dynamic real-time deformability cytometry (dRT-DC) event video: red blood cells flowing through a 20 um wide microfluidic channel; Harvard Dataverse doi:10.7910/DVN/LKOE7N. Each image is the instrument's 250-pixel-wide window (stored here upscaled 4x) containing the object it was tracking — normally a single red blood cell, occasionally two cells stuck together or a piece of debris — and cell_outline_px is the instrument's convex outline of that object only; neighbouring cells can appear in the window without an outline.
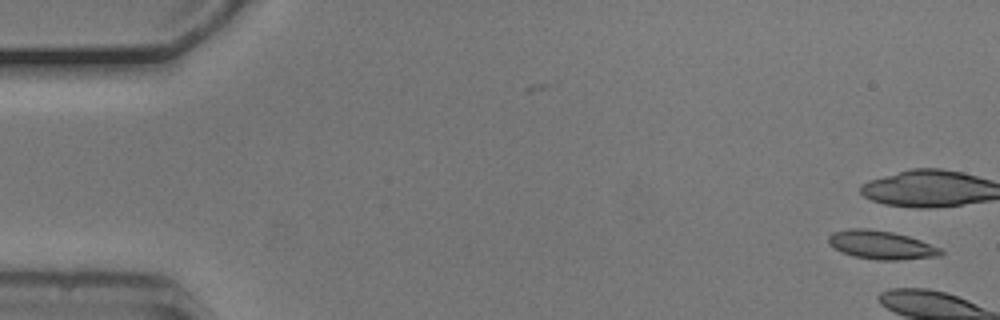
{"species": "common noctule bat (a hibernating species)", "species_latin": "Nyctalus noctula", "temperature_condition": "cold", "stored_images_in_passage": 5, "camera_frame_rate_fps": 3000, "um_per_image_px": 0.085, "animal": {"sex": "male", "body_mass_g": 20.5, "forearm_length_mm": 52.5}, "frame": {"image": 1, "passage_image": 1, "time_ms": 0.0, "image_size_px": [1000, 320], "cell_outline_px": [[944, 252], [940, 256], [900, 260], [876, 260], [852, 256], [840, 252], [828, 244], [828, 236], [832, 232], [848, 228], [868, 228], [892, 232], [908, 236], [920, 240], [940, 248]], "centroid_in_image_um": [74.86, 20.82], "position_along_channel_um": 10.1, "area_um2": 18.9}}